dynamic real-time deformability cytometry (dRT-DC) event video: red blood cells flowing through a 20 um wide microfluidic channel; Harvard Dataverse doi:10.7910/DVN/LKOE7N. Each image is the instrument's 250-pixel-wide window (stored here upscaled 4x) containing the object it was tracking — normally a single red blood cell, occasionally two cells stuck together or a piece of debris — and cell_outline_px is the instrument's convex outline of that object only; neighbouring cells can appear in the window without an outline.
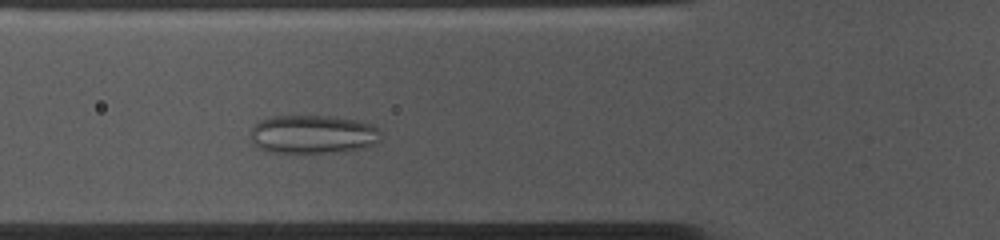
{"species": "common noctule bat (a hibernating species)", "species_latin": "Nyctalus noctula", "temperature_condition": "cold", "stored_images_in_passage": 39, "camera_frame_rate_fps": 3000, "um_per_image_px": 0.085, "animal": {"sex": "female", "body_mass_g": 10.0, "forearm_length_mm": 53.1}, "frame": {"image": 1, "passage_image": 13, "time_ms": 4.0, "image_size_px": [1000, 240], "cell_outline_px": [[380, 140], [376, 144], [368, 148], [332, 152], [272, 152], [260, 148], [252, 144], [248, 140], [248, 136], [252, 128], [260, 120], [272, 116], [332, 116], [356, 120], [372, 124], [380, 128]], "centroid_in_image_um": [26.6, 11.41], "position_along_channel_um": 99.2, "area_um2": 29.65}}
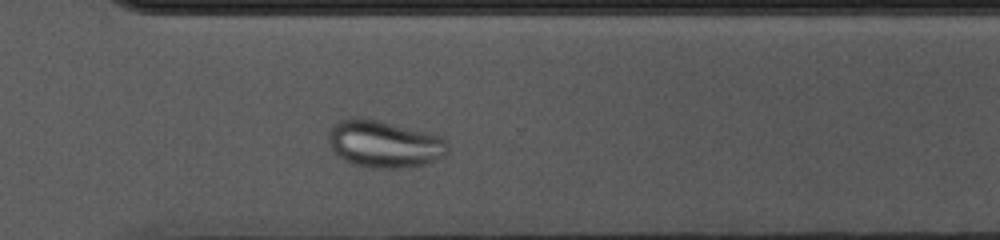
{"frame": {"image": 2, "passage_image": 33, "time_ms": 10.667, "image_size_px": [1000, 240], "cell_outline_px": [[448, 156], [424, 164], [400, 168], [372, 168], [356, 164], [344, 160], [336, 156], [328, 144], [328, 132], [332, 124], [348, 116], [352, 116], [376, 120], [432, 132], [448, 140]], "centroid_in_image_um": [32.66, 12.22], "position_along_channel_um": 337.9, "area_um2": 33.47}}
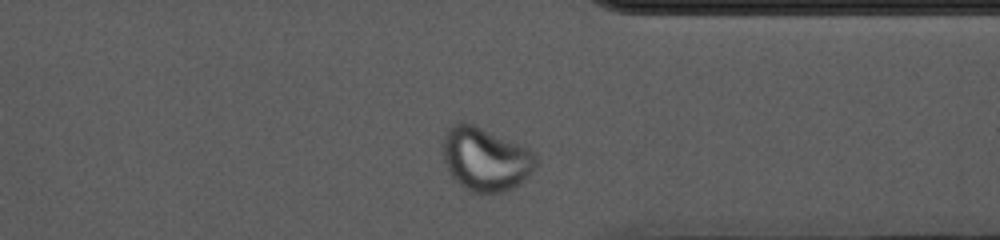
{"frame": {"image": 3, "passage_image": 36, "time_ms": 11.667, "image_size_px": [1000, 240], "cell_outline_px": [[536, 164], [524, 180], [516, 188], [504, 192], [488, 196], [472, 192], [460, 184], [448, 172], [444, 164], [444, 136], [448, 128], [456, 120], [464, 120], [476, 124], [528, 148], [536, 152]], "centroid_in_image_um": [41.26, 13.52], "position_along_channel_um": 370.1, "area_um2": 35.2}}